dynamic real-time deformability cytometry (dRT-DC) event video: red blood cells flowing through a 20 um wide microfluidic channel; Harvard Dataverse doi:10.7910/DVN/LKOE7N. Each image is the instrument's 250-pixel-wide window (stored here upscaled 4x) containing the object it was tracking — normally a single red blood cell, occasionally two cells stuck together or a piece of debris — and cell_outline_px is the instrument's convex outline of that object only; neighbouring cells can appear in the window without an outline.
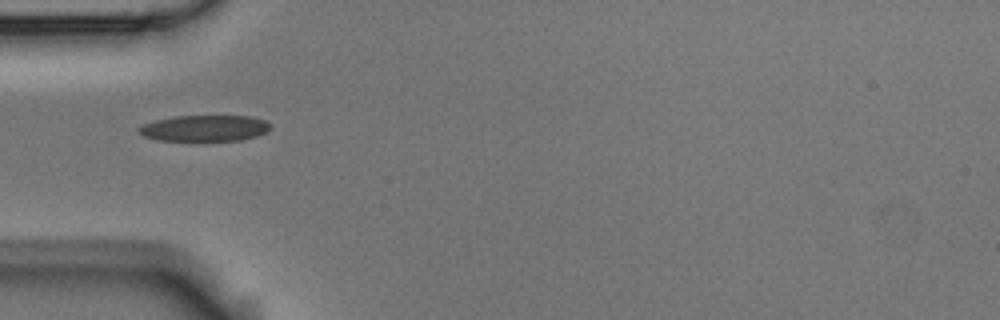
{"species": "Egyptian fruit bat (a non-hibernating species)", "species_latin": "Rousettus aegyptiacus", "temperature_condition": "room temperature", "stored_images_in_passage": 5, "camera_frame_rate_fps": 3000, "um_per_image_px": 0.085, "animal": {"sex": "male"}, "frame": {"image": 1, "passage_image": 1, "time_ms": 0.0, "image_size_px": [1000, 320], "cell_outline_px": [[272, 128], [268, 132], [256, 136], [240, 140], [160, 140], [144, 136], [136, 132], [136, 128], [140, 124], [156, 120], [176, 116], [252, 116], [264, 120], [272, 124]], "centroid_in_image_um": [17.39, 10.89], "position_along_channel_um": 67.6, "area_um2": 20.17}}
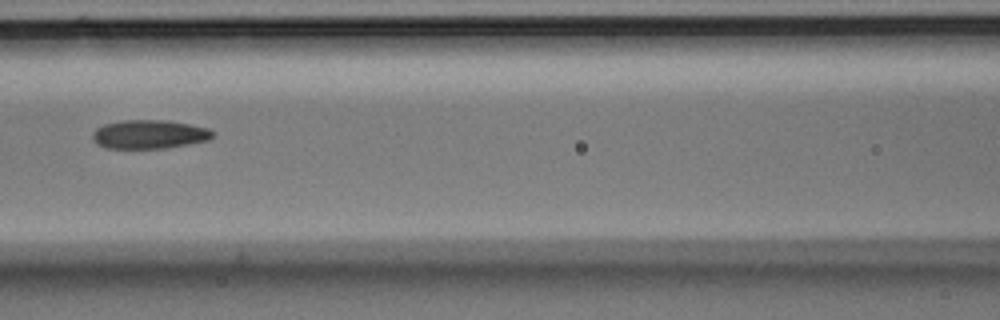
{"frame": {"image": 2, "passage_image": 3, "time_ms": 0.667, "image_size_px": [1000, 320], "cell_outline_px": [[212, 136], [208, 140], [188, 144], [164, 148], [104, 148], [96, 144], [92, 140], [92, 132], [96, 128], [104, 124], [120, 120], [168, 120], [208, 128], [212, 132]], "centroid_in_image_um": [12.62, 11.41], "position_along_channel_um": 154.0, "area_um2": 20.17}}
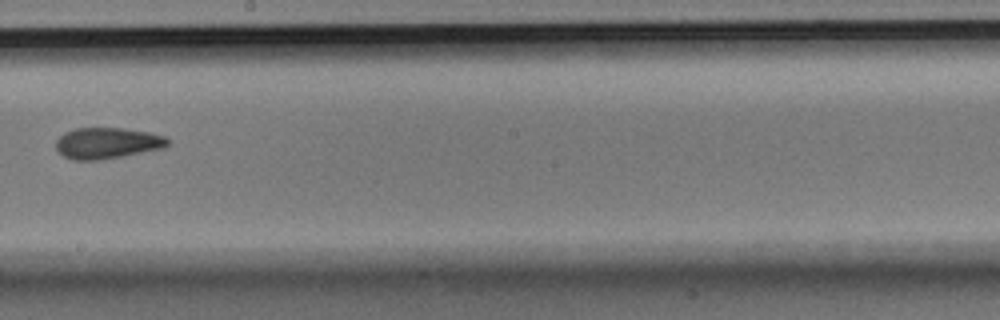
{"frame": {"image": 3, "passage_image": 5, "time_ms": 1.333, "image_size_px": [1000, 320], "cell_outline_px": [[168, 144], [164, 148], [124, 156], [100, 160], [72, 160], [64, 156], [56, 148], [56, 140], [64, 132], [76, 128], [124, 128], [148, 132], [164, 136], [168, 140]], "centroid_in_image_um": [9.1, 12.17], "position_along_channel_um": 239.1, "area_um2": 20.29}}